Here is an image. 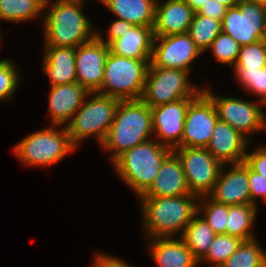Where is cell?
Segmentation results:
<instances>
[{"label": "cell", "instance_id": "obj_1", "mask_svg": "<svg viewBox=\"0 0 266 267\" xmlns=\"http://www.w3.org/2000/svg\"><path fill=\"white\" fill-rule=\"evenodd\" d=\"M152 130L151 108L141 99L120 100L115 118L102 146L114 151V161L123 152L148 141Z\"/></svg>", "mask_w": 266, "mask_h": 267}, {"label": "cell", "instance_id": "obj_2", "mask_svg": "<svg viewBox=\"0 0 266 267\" xmlns=\"http://www.w3.org/2000/svg\"><path fill=\"white\" fill-rule=\"evenodd\" d=\"M143 199L142 211L147 233L152 237H172L191 222L201 207L195 200L197 195L167 196V197H141Z\"/></svg>", "mask_w": 266, "mask_h": 267}, {"label": "cell", "instance_id": "obj_3", "mask_svg": "<svg viewBox=\"0 0 266 267\" xmlns=\"http://www.w3.org/2000/svg\"><path fill=\"white\" fill-rule=\"evenodd\" d=\"M172 151L158 141L148 140L123 152L112 164L118 175L141 196L153 184L164 159Z\"/></svg>", "mask_w": 266, "mask_h": 267}, {"label": "cell", "instance_id": "obj_4", "mask_svg": "<svg viewBox=\"0 0 266 267\" xmlns=\"http://www.w3.org/2000/svg\"><path fill=\"white\" fill-rule=\"evenodd\" d=\"M150 60L122 57L109 51L101 89L97 92L119 100L141 99Z\"/></svg>", "mask_w": 266, "mask_h": 267}, {"label": "cell", "instance_id": "obj_5", "mask_svg": "<svg viewBox=\"0 0 266 267\" xmlns=\"http://www.w3.org/2000/svg\"><path fill=\"white\" fill-rule=\"evenodd\" d=\"M81 6L53 3L45 15V46L77 48L96 36Z\"/></svg>", "mask_w": 266, "mask_h": 267}, {"label": "cell", "instance_id": "obj_6", "mask_svg": "<svg viewBox=\"0 0 266 267\" xmlns=\"http://www.w3.org/2000/svg\"><path fill=\"white\" fill-rule=\"evenodd\" d=\"M91 100L82 103L66 126L72 143L76 146L80 140L96 134L100 144L115 118L119 99L107 95L93 93ZM97 94V95H96Z\"/></svg>", "mask_w": 266, "mask_h": 267}, {"label": "cell", "instance_id": "obj_7", "mask_svg": "<svg viewBox=\"0 0 266 267\" xmlns=\"http://www.w3.org/2000/svg\"><path fill=\"white\" fill-rule=\"evenodd\" d=\"M188 71L148 67L141 100L150 108L185 98H195L202 90L188 84Z\"/></svg>", "mask_w": 266, "mask_h": 267}, {"label": "cell", "instance_id": "obj_8", "mask_svg": "<svg viewBox=\"0 0 266 267\" xmlns=\"http://www.w3.org/2000/svg\"><path fill=\"white\" fill-rule=\"evenodd\" d=\"M76 146L68 135L67 128L60 131L46 128L24 138L15 146V153L27 165L49 166L60 161Z\"/></svg>", "mask_w": 266, "mask_h": 267}, {"label": "cell", "instance_id": "obj_9", "mask_svg": "<svg viewBox=\"0 0 266 267\" xmlns=\"http://www.w3.org/2000/svg\"><path fill=\"white\" fill-rule=\"evenodd\" d=\"M173 152L181 162L190 193L199 198L202 196V199L207 197L224 165L216 160L207 148L177 147Z\"/></svg>", "mask_w": 266, "mask_h": 267}, {"label": "cell", "instance_id": "obj_10", "mask_svg": "<svg viewBox=\"0 0 266 267\" xmlns=\"http://www.w3.org/2000/svg\"><path fill=\"white\" fill-rule=\"evenodd\" d=\"M221 25L222 31L239 45L257 43L266 27V6L241 0L236 7L227 9Z\"/></svg>", "mask_w": 266, "mask_h": 267}, {"label": "cell", "instance_id": "obj_11", "mask_svg": "<svg viewBox=\"0 0 266 267\" xmlns=\"http://www.w3.org/2000/svg\"><path fill=\"white\" fill-rule=\"evenodd\" d=\"M217 120L215 105L202 89L189 103L183 125V136L178 147L206 148Z\"/></svg>", "mask_w": 266, "mask_h": 267}, {"label": "cell", "instance_id": "obj_12", "mask_svg": "<svg viewBox=\"0 0 266 267\" xmlns=\"http://www.w3.org/2000/svg\"><path fill=\"white\" fill-rule=\"evenodd\" d=\"M213 101L218 119L231 125L243 136L266 127L265 117L259 104L235 99L234 97H215L210 90H203Z\"/></svg>", "mask_w": 266, "mask_h": 267}, {"label": "cell", "instance_id": "obj_13", "mask_svg": "<svg viewBox=\"0 0 266 267\" xmlns=\"http://www.w3.org/2000/svg\"><path fill=\"white\" fill-rule=\"evenodd\" d=\"M156 41L160 43L156 45ZM201 54L186 33L155 37L148 67L173 68L189 72V64Z\"/></svg>", "mask_w": 266, "mask_h": 267}, {"label": "cell", "instance_id": "obj_14", "mask_svg": "<svg viewBox=\"0 0 266 267\" xmlns=\"http://www.w3.org/2000/svg\"><path fill=\"white\" fill-rule=\"evenodd\" d=\"M109 51V46L97 36L76 48L77 82L89 93H97L101 89Z\"/></svg>", "mask_w": 266, "mask_h": 267}, {"label": "cell", "instance_id": "obj_15", "mask_svg": "<svg viewBox=\"0 0 266 267\" xmlns=\"http://www.w3.org/2000/svg\"><path fill=\"white\" fill-rule=\"evenodd\" d=\"M193 99H180L151 108L152 130L163 140V146L174 150L180 145L186 112Z\"/></svg>", "mask_w": 266, "mask_h": 267}, {"label": "cell", "instance_id": "obj_16", "mask_svg": "<svg viewBox=\"0 0 266 267\" xmlns=\"http://www.w3.org/2000/svg\"><path fill=\"white\" fill-rule=\"evenodd\" d=\"M222 173L221 169L208 197L211 195V199L225 205L251 204L248 165L244 161L233 164L231 171Z\"/></svg>", "mask_w": 266, "mask_h": 267}, {"label": "cell", "instance_id": "obj_17", "mask_svg": "<svg viewBox=\"0 0 266 267\" xmlns=\"http://www.w3.org/2000/svg\"><path fill=\"white\" fill-rule=\"evenodd\" d=\"M247 142V137L228 123L218 119L206 148L223 165L230 162L237 164L245 160Z\"/></svg>", "mask_w": 266, "mask_h": 267}, {"label": "cell", "instance_id": "obj_18", "mask_svg": "<svg viewBox=\"0 0 266 267\" xmlns=\"http://www.w3.org/2000/svg\"><path fill=\"white\" fill-rule=\"evenodd\" d=\"M157 1L153 25L154 37L186 33L194 11L183 0H167L162 5Z\"/></svg>", "mask_w": 266, "mask_h": 267}, {"label": "cell", "instance_id": "obj_19", "mask_svg": "<svg viewBox=\"0 0 266 267\" xmlns=\"http://www.w3.org/2000/svg\"><path fill=\"white\" fill-rule=\"evenodd\" d=\"M191 194L178 156L172 151L163 161L150 188L139 197H167Z\"/></svg>", "mask_w": 266, "mask_h": 267}, {"label": "cell", "instance_id": "obj_20", "mask_svg": "<svg viewBox=\"0 0 266 267\" xmlns=\"http://www.w3.org/2000/svg\"><path fill=\"white\" fill-rule=\"evenodd\" d=\"M91 94L78 82L51 86L48 112L52 114L54 126H60L73 117L86 97Z\"/></svg>", "mask_w": 266, "mask_h": 267}, {"label": "cell", "instance_id": "obj_21", "mask_svg": "<svg viewBox=\"0 0 266 267\" xmlns=\"http://www.w3.org/2000/svg\"><path fill=\"white\" fill-rule=\"evenodd\" d=\"M154 38L152 27L134 25L130 30L123 33L122 37L114 40L109 48L113 54L118 56L150 60Z\"/></svg>", "mask_w": 266, "mask_h": 267}, {"label": "cell", "instance_id": "obj_22", "mask_svg": "<svg viewBox=\"0 0 266 267\" xmlns=\"http://www.w3.org/2000/svg\"><path fill=\"white\" fill-rule=\"evenodd\" d=\"M43 72L51 80V86L77 82L76 48L45 46Z\"/></svg>", "mask_w": 266, "mask_h": 267}, {"label": "cell", "instance_id": "obj_23", "mask_svg": "<svg viewBox=\"0 0 266 267\" xmlns=\"http://www.w3.org/2000/svg\"><path fill=\"white\" fill-rule=\"evenodd\" d=\"M150 244L153 260L159 267H195L199 261L191 250L180 240L171 237L154 238Z\"/></svg>", "mask_w": 266, "mask_h": 267}, {"label": "cell", "instance_id": "obj_24", "mask_svg": "<svg viewBox=\"0 0 266 267\" xmlns=\"http://www.w3.org/2000/svg\"><path fill=\"white\" fill-rule=\"evenodd\" d=\"M118 19L136 26L154 25L157 0H100Z\"/></svg>", "mask_w": 266, "mask_h": 267}, {"label": "cell", "instance_id": "obj_25", "mask_svg": "<svg viewBox=\"0 0 266 267\" xmlns=\"http://www.w3.org/2000/svg\"><path fill=\"white\" fill-rule=\"evenodd\" d=\"M197 214L199 213L197 212L191 222L186 226L181 238L191 250L194 257L200 262L207 254L216 233L212 230L204 217L197 218Z\"/></svg>", "mask_w": 266, "mask_h": 267}, {"label": "cell", "instance_id": "obj_26", "mask_svg": "<svg viewBox=\"0 0 266 267\" xmlns=\"http://www.w3.org/2000/svg\"><path fill=\"white\" fill-rule=\"evenodd\" d=\"M256 205H228L226 234L236 236L244 241L255 239L249 229L255 219Z\"/></svg>", "mask_w": 266, "mask_h": 267}, {"label": "cell", "instance_id": "obj_27", "mask_svg": "<svg viewBox=\"0 0 266 267\" xmlns=\"http://www.w3.org/2000/svg\"><path fill=\"white\" fill-rule=\"evenodd\" d=\"M49 0H0V19L21 22L37 17Z\"/></svg>", "mask_w": 266, "mask_h": 267}, {"label": "cell", "instance_id": "obj_28", "mask_svg": "<svg viewBox=\"0 0 266 267\" xmlns=\"http://www.w3.org/2000/svg\"><path fill=\"white\" fill-rule=\"evenodd\" d=\"M221 31V21L195 12L187 33L202 53L210 48L212 41Z\"/></svg>", "mask_w": 266, "mask_h": 267}, {"label": "cell", "instance_id": "obj_29", "mask_svg": "<svg viewBox=\"0 0 266 267\" xmlns=\"http://www.w3.org/2000/svg\"><path fill=\"white\" fill-rule=\"evenodd\" d=\"M220 267H266V253L255 239L243 241Z\"/></svg>", "mask_w": 266, "mask_h": 267}, {"label": "cell", "instance_id": "obj_30", "mask_svg": "<svg viewBox=\"0 0 266 267\" xmlns=\"http://www.w3.org/2000/svg\"><path fill=\"white\" fill-rule=\"evenodd\" d=\"M244 240L227 234H216L207 254L201 259L220 267L233 254Z\"/></svg>", "mask_w": 266, "mask_h": 267}, {"label": "cell", "instance_id": "obj_31", "mask_svg": "<svg viewBox=\"0 0 266 267\" xmlns=\"http://www.w3.org/2000/svg\"><path fill=\"white\" fill-rule=\"evenodd\" d=\"M266 66V49L261 41L243 45L235 63V69H260Z\"/></svg>", "mask_w": 266, "mask_h": 267}, {"label": "cell", "instance_id": "obj_32", "mask_svg": "<svg viewBox=\"0 0 266 267\" xmlns=\"http://www.w3.org/2000/svg\"><path fill=\"white\" fill-rule=\"evenodd\" d=\"M241 45H239L231 36L223 31L212 41L210 46L214 52L217 61L235 65ZM235 61V62H234Z\"/></svg>", "mask_w": 266, "mask_h": 267}, {"label": "cell", "instance_id": "obj_33", "mask_svg": "<svg viewBox=\"0 0 266 267\" xmlns=\"http://www.w3.org/2000/svg\"><path fill=\"white\" fill-rule=\"evenodd\" d=\"M235 73L248 92L261 95V101L266 98V66L253 70L235 69Z\"/></svg>", "mask_w": 266, "mask_h": 267}, {"label": "cell", "instance_id": "obj_34", "mask_svg": "<svg viewBox=\"0 0 266 267\" xmlns=\"http://www.w3.org/2000/svg\"><path fill=\"white\" fill-rule=\"evenodd\" d=\"M205 208V217L209 226L216 234H226L228 205L209 199Z\"/></svg>", "mask_w": 266, "mask_h": 267}, {"label": "cell", "instance_id": "obj_35", "mask_svg": "<svg viewBox=\"0 0 266 267\" xmlns=\"http://www.w3.org/2000/svg\"><path fill=\"white\" fill-rule=\"evenodd\" d=\"M12 62L0 60V100L10 98L18 85V75Z\"/></svg>", "mask_w": 266, "mask_h": 267}, {"label": "cell", "instance_id": "obj_36", "mask_svg": "<svg viewBox=\"0 0 266 267\" xmlns=\"http://www.w3.org/2000/svg\"><path fill=\"white\" fill-rule=\"evenodd\" d=\"M248 179L251 204L256 205L255 198L258 196L264 197L266 200V178L248 166Z\"/></svg>", "mask_w": 266, "mask_h": 267}, {"label": "cell", "instance_id": "obj_37", "mask_svg": "<svg viewBox=\"0 0 266 267\" xmlns=\"http://www.w3.org/2000/svg\"><path fill=\"white\" fill-rule=\"evenodd\" d=\"M244 162L253 170L266 178V148L261 147L253 153L246 154Z\"/></svg>", "mask_w": 266, "mask_h": 267}, {"label": "cell", "instance_id": "obj_38", "mask_svg": "<svg viewBox=\"0 0 266 267\" xmlns=\"http://www.w3.org/2000/svg\"><path fill=\"white\" fill-rule=\"evenodd\" d=\"M227 7L216 0H209L204 4L197 13L204 15L219 21H222L224 15L226 14Z\"/></svg>", "mask_w": 266, "mask_h": 267}, {"label": "cell", "instance_id": "obj_39", "mask_svg": "<svg viewBox=\"0 0 266 267\" xmlns=\"http://www.w3.org/2000/svg\"><path fill=\"white\" fill-rule=\"evenodd\" d=\"M134 25L131 23H128L125 20L118 19L111 24L109 34H108V39L105 41L103 38L99 35L96 34V36L105 44L108 46L116 39L122 37V34L125 33L127 30H130Z\"/></svg>", "mask_w": 266, "mask_h": 267}, {"label": "cell", "instance_id": "obj_40", "mask_svg": "<svg viewBox=\"0 0 266 267\" xmlns=\"http://www.w3.org/2000/svg\"><path fill=\"white\" fill-rule=\"evenodd\" d=\"M93 267H132L120 260L108 257L106 255H98L94 261Z\"/></svg>", "mask_w": 266, "mask_h": 267}, {"label": "cell", "instance_id": "obj_41", "mask_svg": "<svg viewBox=\"0 0 266 267\" xmlns=\"http://www.w3.org/2000/svg\"><path fill=\"white\" fill-rule=\"evenodd\" d=\"M183 1H185L193 9L194 12H197L209 0H183Z\"/></svg>", "mask_w": 266, "mask_h": 267}, {"label": "cell", "instance_id": "obj_42", "mask_svg": "<svg viewBox=\"0 0 266 267\" xmlns=\"http://www.w3.org/2000/svg\"><path fill=\"white\" fill-rule=\"evenodd\" d=\"M219 3L225 5L227 8L236 7L241 0H216Z\"/></svg>", "mask_w": 266, "mask_h": 267}, {"label": "cell", "instance_id": "obj_43", "mask_svg": "<svg viewBox=\"0 0 266 267\" xmlns=\"http://www.w3.org/2000/svg\"><path fill=\"white\" fill-rule=\"evenodd\" d=\"M83 0H57V4H77L81 5Z\"/></svg>", "mask_w": 266, "mask_h": 267}, {"label": "cell", "instance_id": "obj_44", "mask_svg": "<svg viewBox=\"0 0 266 267\" xmlns=\"http://www.w3.org/2000/svg\"><path fill=\"white\" fill-rule=\"evenodd\" d=\"M260 41L262 42L263 47L266 49V27H265V30L263 31V34H262Z\"/></svg>", "mask_w": 266, "mask_h": 267}, {"label": "cell", "instance_id": "obj_45", "mask_svg": "<svg viewBox=\"0 0 266 267\" xmlns=\"http://www.w3.org/2000/svg\"><path fill=\"white\" fill-rule=\"evenodd\" d=\"M248 1L266 6V0H248Z\"/></svg>", "mask_w": 266, "mask_h": 267}, {"label": "cell", "instance_id": "obj_46", "mask_svg": "<svg viewBox=\"0 0 266 267\" xmlns=\"http://www.w3.org/2000/svg\"><path fill=\"white\" fill-rule=\"evenodd\" d=\"M258 103H260V104L262 103V104H265L266 105V98L263 101H260Z\"/></svg>", "mask_w": 266, "mask_h": 267}]
</instances>
